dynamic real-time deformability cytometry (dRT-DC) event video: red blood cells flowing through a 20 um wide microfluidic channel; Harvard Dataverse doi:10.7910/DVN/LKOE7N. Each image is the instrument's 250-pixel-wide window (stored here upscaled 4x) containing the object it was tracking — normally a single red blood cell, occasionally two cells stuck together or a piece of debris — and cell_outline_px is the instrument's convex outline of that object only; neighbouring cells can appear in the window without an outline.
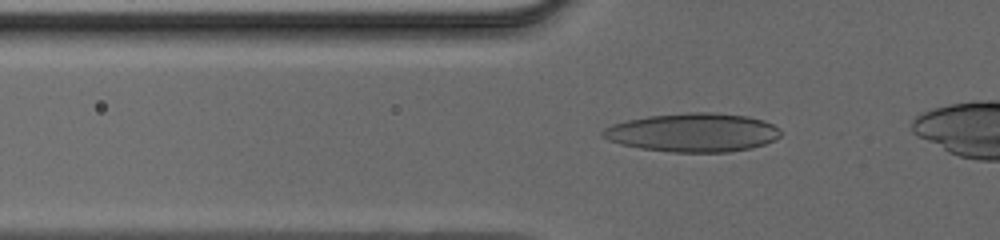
{"species": "human", "species_latin": "Homo sapiens", "temperature_condition": "cold", "stored_images_in_passage": 40, "camera_frame_rate_fps": 3000, "um_per_image_px": 0.085, "donor": {"sex": "male"}, "frame": {"image": 1, "passage_image": 10, "time_ms": 3.0, "image_size_px": [1000, 240], "cell_outline_px": [[780, 136], [764, 144], [748, 148], [728, 152], [676, 152], [640, 148], [608, 140], [600, 132], [604, 128], [628, 120], [652, 116], [696, 112], [708, 112], [748, 116], [772, 124], [780, 132]], "centroid_in_image_um": [58.9, 11.27], "position_along_channel_um": 66.9, "area_um2": 39.19}}
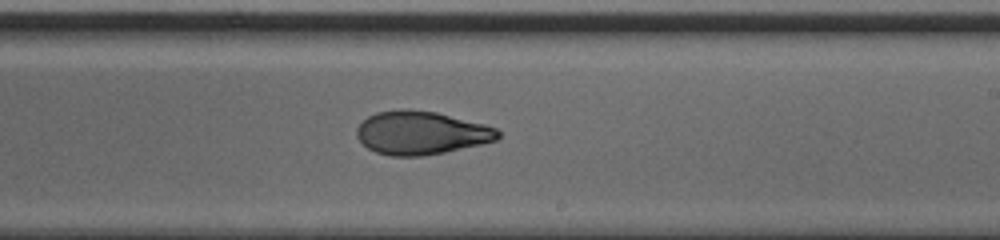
{"frame": {"image": 2, "passage_image": 25, "time_ms": 8.0, "image_size_px": [1000, 240], "cell_outline_px": [[500, 136], [496, 140], [480, 144], [444, 152], [420, 156], [392, 156], [376, 152], [368, 148], [356, 136], [356, 128], [368, 116], [376, 112], [436, 112], [484, 124], [496, 128], [500, 132]], "centroid_in_image_um": [35.81, 11.33], "position_along_channel_um": 253.2, "area_um2": 34.62}}
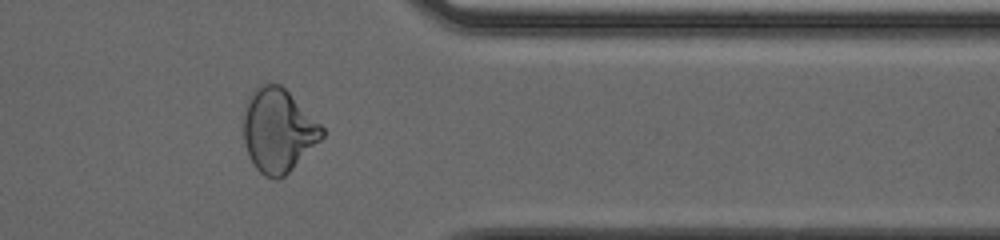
{"frame": {"image": 3, "passage_image": 36, "time_ms": 11.667, "image_size_px": [1000, 240], "cell_outline_px": [[324, 136], [284, 176], [276, 180], [264, 176], [256, 168], [248, 152], [244, 140], [244, 116], [248, 104], [256, 88], [264, 84], [280, 84], [324, 128]], "centroid_in_image_um": [23.66, 11.12], "position_along_channel_um": 387.7, "area_um2": 37.11}}